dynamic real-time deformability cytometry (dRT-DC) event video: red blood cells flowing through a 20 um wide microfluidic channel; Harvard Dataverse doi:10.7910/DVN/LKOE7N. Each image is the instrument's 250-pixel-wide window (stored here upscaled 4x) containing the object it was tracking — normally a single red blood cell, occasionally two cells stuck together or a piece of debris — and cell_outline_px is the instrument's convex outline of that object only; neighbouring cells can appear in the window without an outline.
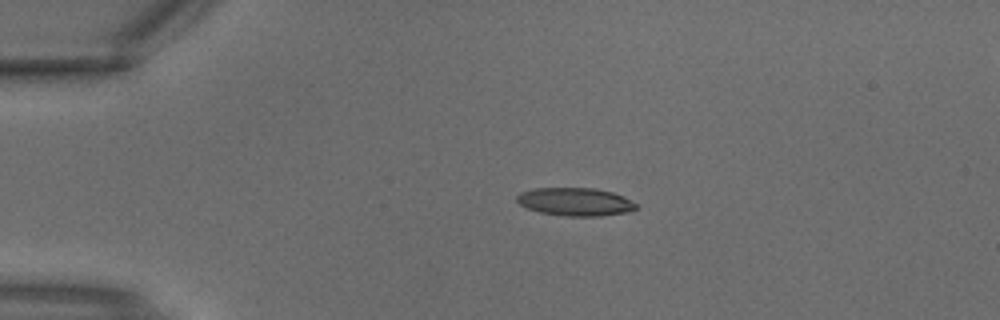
{"species": "common noctule bat (a hibernating species)", "species_latin": "Nyctalus noctula", "temperature_condition": "warm", "stored_images_in_passage": 2, "camera_frame_rate_fps": 3000, "um_per_image_px": 0.085, "animal": {"sex": "male", "body_mass_g": 18.8}, "frame": {"image": 1, "passage_image": 1, "time_ms": 0.0, "image_size_px": [1000, 320], "cell_outline_px": [[636, 208], [628, 212], [600, 216], [564, 216], [540, 212], [528, 208], [520, 204], [516, 200], [516, 196], [520, 192], [536, 188], [592, 188], [612, 192], [624, 196], [636, 204]], "centroid_in_image_um": [48.89, 17.15], "position_along_channel_um": 36.1, "area_um2": 19.42}}